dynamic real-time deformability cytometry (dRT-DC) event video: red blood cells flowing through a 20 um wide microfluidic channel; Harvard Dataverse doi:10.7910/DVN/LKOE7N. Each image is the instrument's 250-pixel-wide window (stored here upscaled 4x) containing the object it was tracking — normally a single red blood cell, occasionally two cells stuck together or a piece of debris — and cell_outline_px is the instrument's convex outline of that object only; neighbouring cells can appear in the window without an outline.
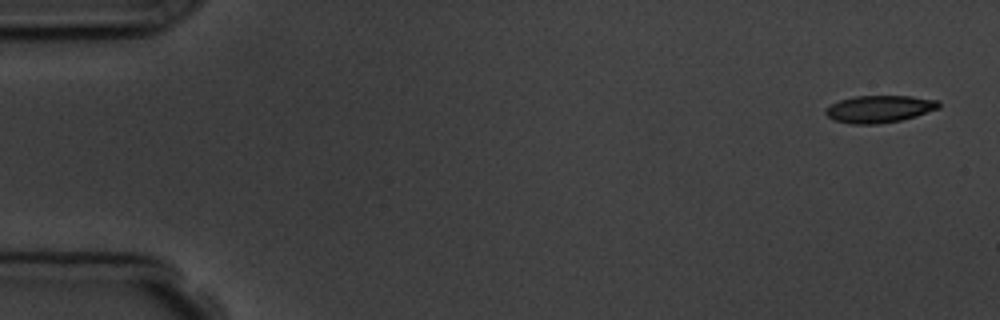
{"species": "common noctule bat (a hibernating species)", "species_latin": "Nyctalus noctula", "temperature_condition": "room temperature", "stored_images_in_passage": 5, "camera_frame_rate_fps": 3000, "um_per_image_px": 0.085, "animal": {"sex": "male", "body_mass_g": 19.5, "forearm_length_mm": 54.6}, "frame": {"image": 1, "passage_image": 1, "time_ms": 0.0, "image_size_px": [1000, 320], "cell_outline_px": [[940, 108], [916, 116], [900, 120], [880, 124], [852, 124], [836, 120], [828, 116], [824, 112], [832, 104], [840, 100], [856, 96], [912, 96], [940, 100]], "centroid_in_image_um": [74.81, 9.26], "position_along_channel_um": 10.2, "area_um2": 17.86}}
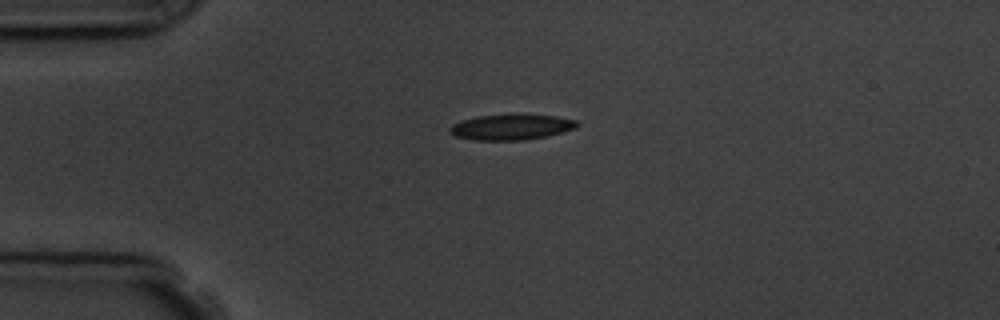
{"frame": {"image": 2, "passage_image": 4, "time_ms": 3.667, "image_size_px": [1000, 320], "cell_outline_px": [[580, 124], [576, 128], [548, 136], [524, 140], [476, 140], [456, 136], [448, 128], [452, 124], [460, 120], [476, 116], [556, 116], [576, 120]], "centroid_in_image_um": [43.46, 10.82], "position_along_channel_um": 41.5, "area_um2": 18.44}}